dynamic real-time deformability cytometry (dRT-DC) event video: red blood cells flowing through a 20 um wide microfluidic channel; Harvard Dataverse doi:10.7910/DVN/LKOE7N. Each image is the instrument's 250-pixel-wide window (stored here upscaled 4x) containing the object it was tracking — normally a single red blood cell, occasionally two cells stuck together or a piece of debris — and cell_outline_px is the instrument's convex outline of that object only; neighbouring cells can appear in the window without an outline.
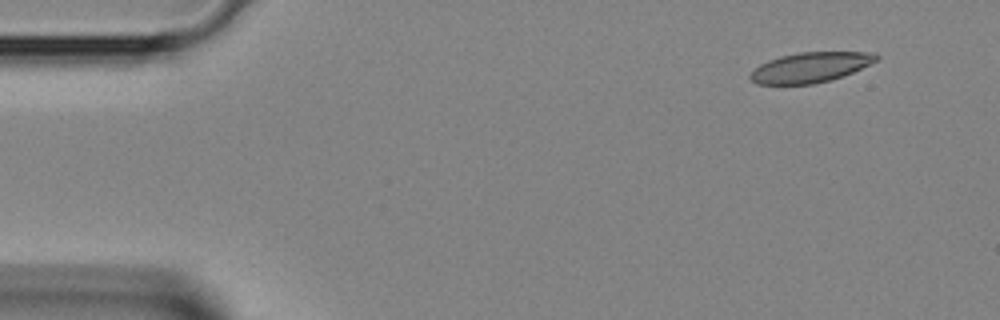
{"species": "Egyptian fruit bat (a non-hibernating species)", "species_latin": "Rousettus aegyptiacus", "temperature_condition": "room temperature", "stored_images_in_passage": 3, "camera_frame_rate_fps": 3000, "um_per_image_px": 0.085, "animal": {"sex": "female"}, "frame": {"image": 1, "passage_image": 1, "time_ms": 0.0, "image_size_px": [1000, 320], "cell_outline_px": [[880, 60], [852, 72], [832, 80], [812, 84], [756, 84], [748, 76], [760, 64], [768, 60], [780, 56], [800, 52], [876, 52], [880, 56]], "centroid_in_image_um": [68.93, 5.72], "position_along_channel_um": 16.1, "area_um2": 22.2}}